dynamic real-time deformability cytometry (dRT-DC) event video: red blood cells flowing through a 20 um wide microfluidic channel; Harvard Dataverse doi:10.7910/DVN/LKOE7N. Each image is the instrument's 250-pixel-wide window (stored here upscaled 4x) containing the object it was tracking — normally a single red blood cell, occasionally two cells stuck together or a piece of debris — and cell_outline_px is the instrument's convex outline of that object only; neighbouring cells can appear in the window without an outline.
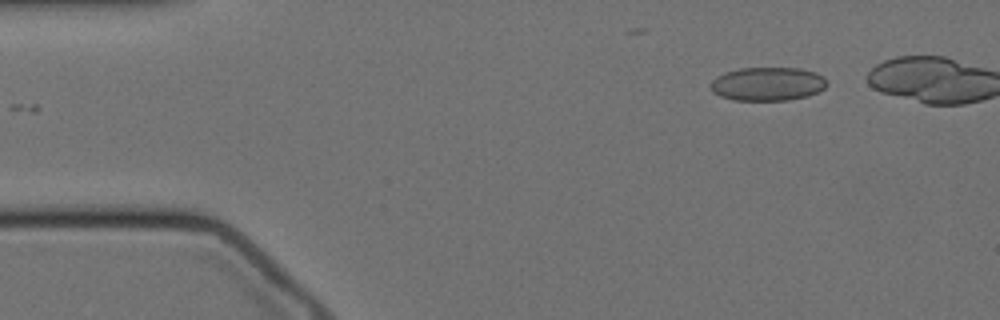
{"species": "Egyptian fruit bat (a non-hibernating species)", "species_latin": "Rousettus aegyptiacus", "temperature_condition": "cold", "stored_images_in_passage": 11, "camera_frame_rate_fps": 3000, "um_per_image_px": 0.085, "animal": {"sex": "female"}, "frame": {"image": 1, "passage_image": 2, "time_ms": 0.333, "image_size_px": [1000, 320], "cell_outline_px": [[828, 84], [824, 88], [808, 96], [788, 100], [732, 100], [720, 96], [712, 92], [708, 84], [716, 76], [724, 72], [740, 68], [800, 68], [816, 72], [824, 76]], "centroid_in_image_um": [65.22, 7.13], "position_along_channel_um": 19.8, "area_um2": 23.06}}
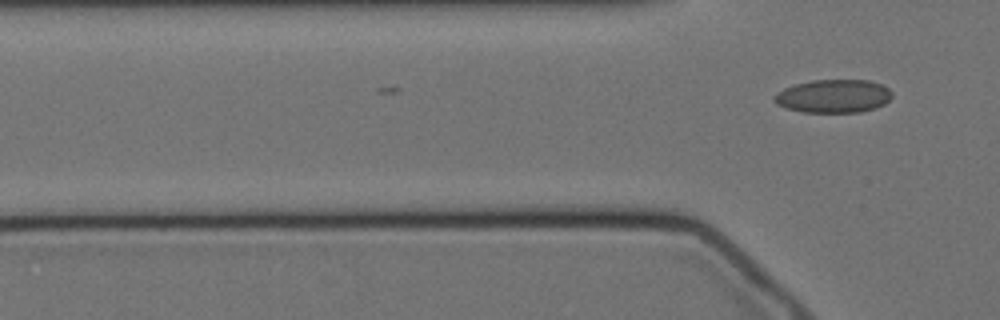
{"frame": {"image": 2, "passage_image": 11, "time_ms": 3.333, "image_size_px": [1000, 320], "cell_outline_px": [[892, 96], [884, 104], [860, 112], [804, 112], [784, 108], [776, 104], [772, 100], [772, 96], [776, 92], [784, 88], [796, 84], [812, 80], [868, 80], [880, 84], [888, 88], [892, 92]], "centroid_in_image_um": [70.79, 8.17], "position_along_channel_um": 55.0, "area_um2": 22.89}}